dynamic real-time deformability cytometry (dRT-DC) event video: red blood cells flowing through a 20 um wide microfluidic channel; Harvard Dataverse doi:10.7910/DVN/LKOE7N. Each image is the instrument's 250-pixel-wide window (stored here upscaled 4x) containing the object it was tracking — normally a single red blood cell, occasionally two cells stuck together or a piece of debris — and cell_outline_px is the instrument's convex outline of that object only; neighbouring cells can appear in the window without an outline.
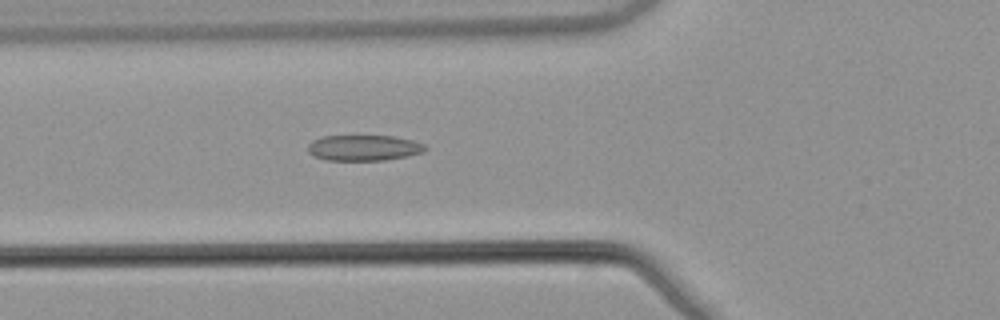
{"species": "common noctule bat (a hibernating species)", "species_latin": "Nyctalus noctula", "temperature_condition": "warm", "stored_images_in_passage": 53, "camera_frame_rate_fps": 3000, "um_per_image_px": 0.085, "animal": {"sex": "male", "body_mass_g": 21.5, "forearm_length_mm": 52.0}, "frame": {"image": 1, "passage_image": 20, "time_ms": 6.333, "image_size_px": [1000, 320], "cell_outline_px": [[428, 148], [424, 152], [384, 160], [328, 160], [316, 156], [308, 152], [308, 144], [312, 140], [324, 136], [392, 136], [412, 140], [424, 144]], "centroid_in_image_um": [30.92, 12.56], "position_along_channel_um": 94.9, "area_um2": 17.4}}
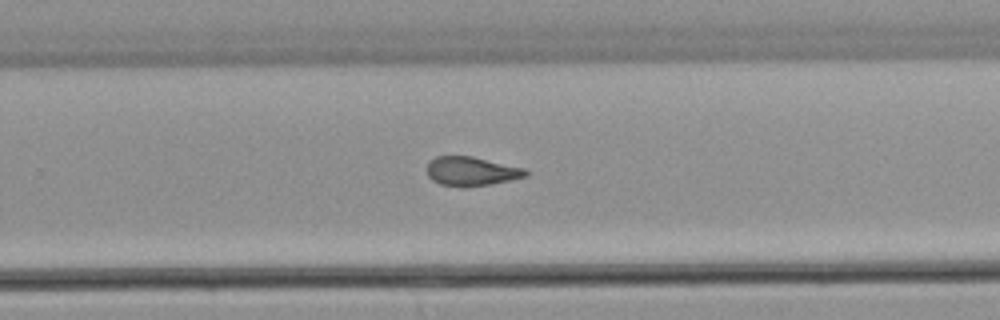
{"frame": {"image": 2, "passage_image": 35, "time_ms": 11.333, "image_size_px": [1000, 320], "cell_outline_px": [[528, 176], [488, 184], [440, 184], [432, 180], [428, 176], [428, 160], [436, 156], [472, 156], [524, 168], [528, 172]], "centroid_in_image_um": [40.06, 14.51], "position_along_channel_um": 289.7, "area_um2": 16.01}}
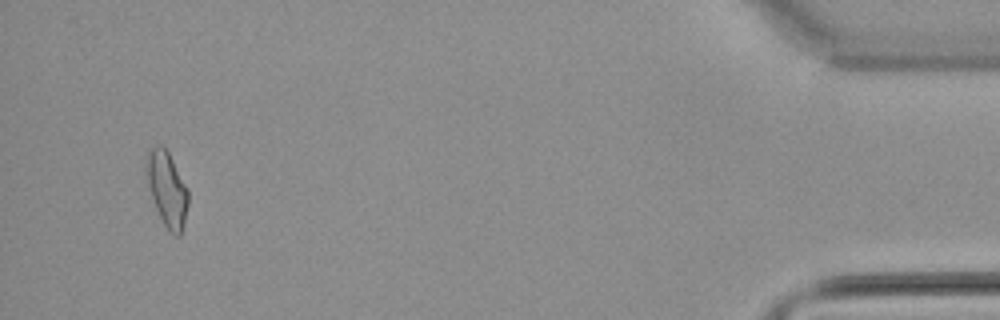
{"frame": {"image": 3, "passage_image": 51, "time_ms": 16.667, "image_size_px": [1000, 320], "cell_outline_px": [[188, 204], [180, 236], [176, 236], [168, 232], [156, 208], [152, 196], [144, 168], [144, 164], [148, 148], [160, 144], [168, 152], [188, 188]], "centroid_in_image_um": [14.18, 16.03], "position_along_channel_um": 421.0, "area_um2": 18.21}, "authors_computed_cell_mechanics": {"area_um2": 17.3978, "velocity_mm_per_s": 3.8981, "shape_relaxation_time_tau1_ms": null, "shape_relaxation_time_tau2_ms": 2.4187, "deformation_change_tau1": null, "deformation_change_tau2": 0.1052}}